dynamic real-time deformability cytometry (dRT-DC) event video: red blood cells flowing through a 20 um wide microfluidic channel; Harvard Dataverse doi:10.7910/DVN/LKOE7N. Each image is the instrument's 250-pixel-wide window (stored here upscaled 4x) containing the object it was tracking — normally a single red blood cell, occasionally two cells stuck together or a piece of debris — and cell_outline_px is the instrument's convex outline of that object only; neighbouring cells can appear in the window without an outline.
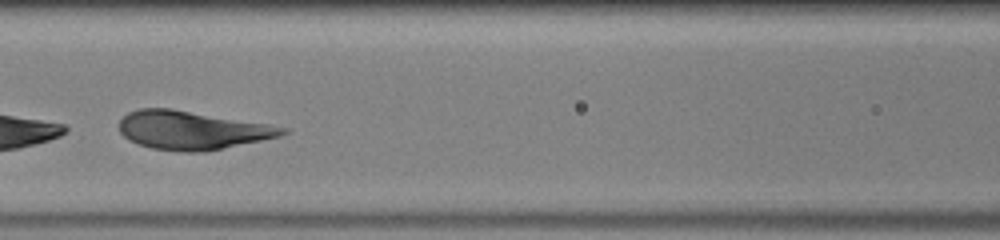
{"species": "human", "species_latin": "Homo sapiens", "temperature_condition": "warm", "stored_images_in_passage": 33, "camera_frame_rate_fps": 3000, "um_per_image_px": 0.085, "donor": {"sex": "male"}, "frame": {"image": 1, "passage_image": 13, "time_ms": 4.0, "image_size_px": [1000, 240], "cell_outline_px": [[288, 132], [280, 136], [224, 148], [204, 152], [180, 152], [152, 148], [128, 140], [120, 132], [120, 120], [128, 112], [136, 108], [172, 108], [268, 124], [288, 128]], "centroid_in_image_um": [16.3, 11.06], "position_along_channel_um": 150.3, "area_um2": 36.59}}
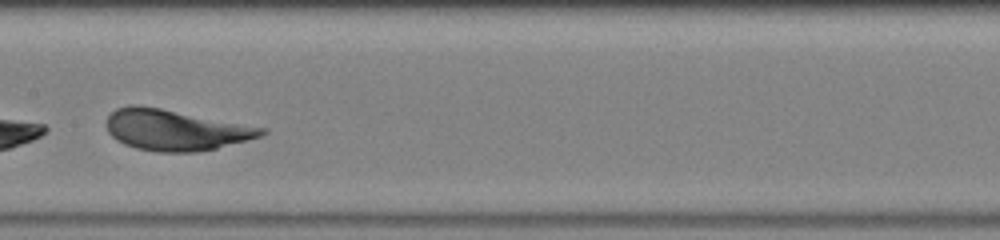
{"frame": {"image": 2, "passage_image": 16, "time_ms": 5.0, "image_size_px": [1000, 240], "cell_outline_px": [[268, 132], [260, 136], [216, 148], [196, 152], [156, 152], [136, 148], [124, 144], [116, 140], [108, 132], [104, 124], [108, 116], [116, 108], [128, 104], [140, 104], [268, 128]], "centroid_in_image_um": [14.86, 11.03], "position_along_channel_um": 192.5, "area_um2": 37.17}}
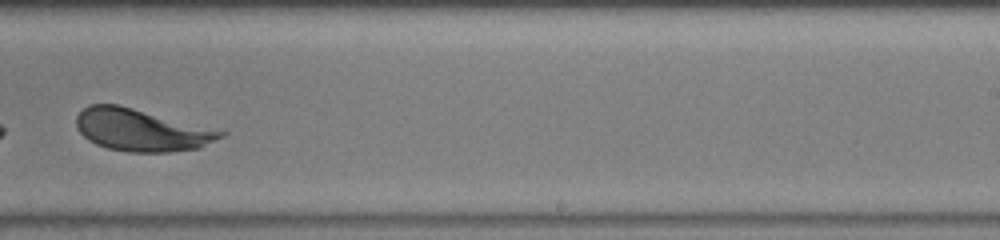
{"frame": {"image": 3, "passage_image": 22, "time_ms": 7.0, "image_size_px": [1000, 240], "cell_outline_px": [[228, 132], [224, 136], [200, 148], [172, 152], [128, 152], [108, 148], [96, 144], [88, 140], [80, 132], [76, 124], [76, 116], [88, 104], [120, 104], [224, 128]], "centroid_in_image_um": [12.16, 11.03], "position_along_channel_um": 276.8, "area_um2": 36.76}}